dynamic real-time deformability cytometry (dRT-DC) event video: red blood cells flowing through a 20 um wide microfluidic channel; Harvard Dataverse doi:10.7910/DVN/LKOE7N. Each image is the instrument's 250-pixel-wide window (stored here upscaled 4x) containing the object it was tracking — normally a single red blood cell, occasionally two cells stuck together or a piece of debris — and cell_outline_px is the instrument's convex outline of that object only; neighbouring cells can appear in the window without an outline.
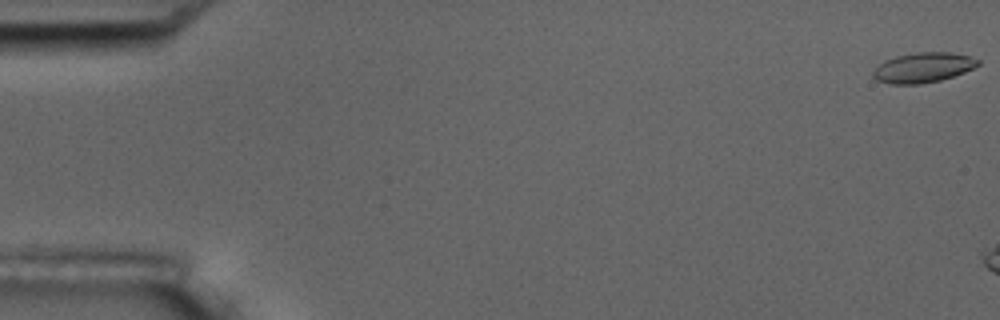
{"species": "common noctule bat (a hibernating species)", "species_latin": "Nyctalus noctula", "temperature_condition": "room temperature", "stored_images_in_passage": 3, "camera_frame_rate_fps": 3000, "um_per_image_px": 0.085, "animal": {"sex": "male", "body_mass_g": 17.5, "forearm_length_mm": 52.3}, "frame": {"image": 1, "passage_image": 1, "time_ms": 0.0, "image_size_px": [1000, 320], "cell_outline_px": [[980, 64], [964, 72], [940, 80], [920, 84], [888, 84], [876, 80], [872, 76], [872, 72], [884, 60], [896, 56], [916, 52], [952, 52], [968, 56], [980, 60]], "centroid_in_image_um": [78.44, 5.74], "position_along_channel_um": 6.6, "area_um2": 18.32}}